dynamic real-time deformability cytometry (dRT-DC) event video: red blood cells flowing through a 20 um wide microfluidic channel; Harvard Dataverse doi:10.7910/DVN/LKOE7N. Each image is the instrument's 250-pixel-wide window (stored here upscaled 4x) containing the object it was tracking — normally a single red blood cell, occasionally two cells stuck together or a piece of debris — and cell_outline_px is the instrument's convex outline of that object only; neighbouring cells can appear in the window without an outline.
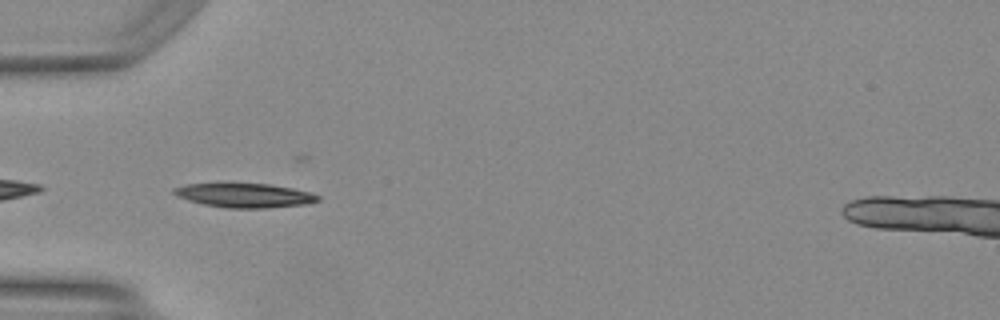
{"species": "Egyptian fruit bat (a non-hibernating species)", "species_latin": "Rousettus aegyptiacus", "temperature_condition": "warm", "stored_images_in_passage": 12, "camera_frame_rate_fps": 3000, "um_per_image_px": 0.085, "animal": {"sex": "female"}, "frame": {"image": 1, "passage_image": 1, "time_ms": 0.0, "image_size_px": [1000, 320], "cell_outline_px": [[320, 200], [308, 204], [264, 208], [228, 208], [204, 204], [188, 200], [176, 196], [172, 192], [172, 188], [184, 184], [268, 184], [292, 188], [308, 192], [320, 196]], "centroid_in_image_um": [20.77, 16.61], "position_along_channel_um": 64.2, "area_um2": 20.11}}
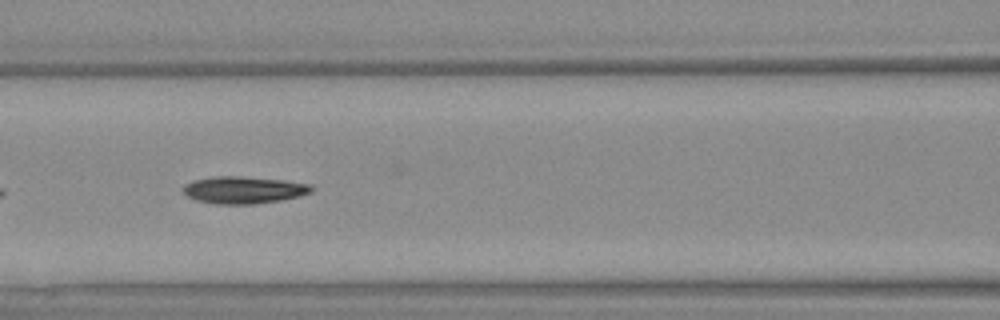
{"frame": {"image": 2, "passage_image": 7, "time_ms": 2.0, "image_size_px": [1000, 320], "cell_outline_px": [[312, 192], [300, 196], [280, 200], [256, 204], [216, 204], [196, 200], [188, 196], [184, 192], [184, 188], [192, 180], [216, 176], [240, 176], [280, 180], [308, 184], [312, 188]], "centroid_in_image_um": [20.71, 16.15], "position_along_channel_um": 145.9, "area_um2": 20.0}}
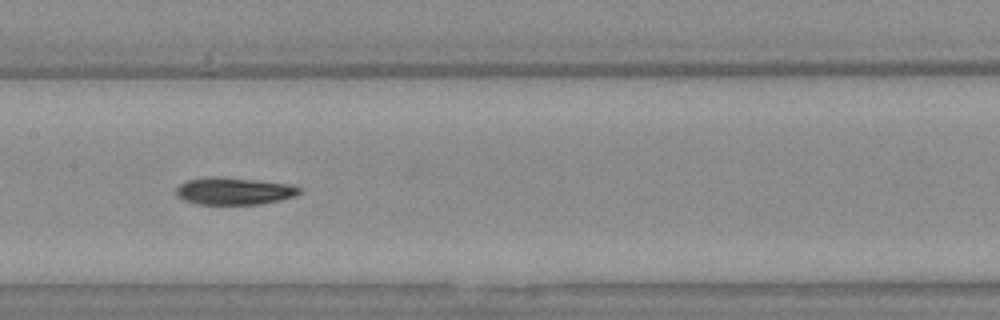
{"frame": {"image": 3, "passage_image": 10, "time_ms": 3.0, "image_size_px": [1000, 320], "cell_outline_px": [[300, 192], [296, 196], [280, 200], [260, 204], [196, 204], [184, 200], [176, 192], [176, 188], [180, 184], [188, 180], [212, 176], [216, 176], [288, 184], [300, 188]], "centroid_in_image_um": [19.88, 16.25], "position_along_channel_um": 187.5, "area_um2": 19.25}}